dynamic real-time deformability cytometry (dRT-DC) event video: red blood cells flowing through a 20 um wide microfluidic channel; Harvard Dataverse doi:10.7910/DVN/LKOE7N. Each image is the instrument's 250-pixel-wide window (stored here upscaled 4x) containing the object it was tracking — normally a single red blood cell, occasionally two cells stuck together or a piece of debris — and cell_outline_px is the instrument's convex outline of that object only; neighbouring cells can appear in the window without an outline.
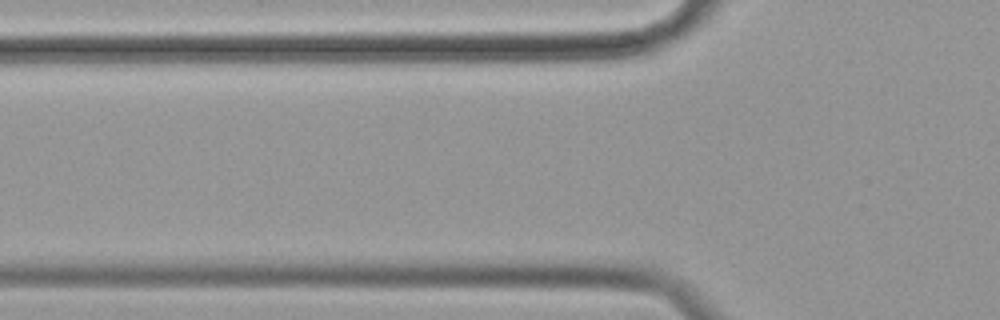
{"species": "common noctule bat (a hibernating species)", "species_latin": "Nyctalus noctula", "temperature_condition": "cold", "stored_images_in_passage": 4, "camera_frame_rate_fps": 3000, "um_per_image_px": 0.085, "animal": {"sex": "female", "body_mass_g": 19.9}, "frame": {"image": 1, "passage_image": 3, "time_ms": 0.667, "image_size_px": [1000, 320], "cell_outline_px": [[652, 296], [648, 296], [464, 288], [480, 280], [588, 280], [636, 288], [648, 292]], "centroid_in_image_um": [47.55, 24.38], "position_along_channel_um": 78.3, "area_um2": 13.29}}